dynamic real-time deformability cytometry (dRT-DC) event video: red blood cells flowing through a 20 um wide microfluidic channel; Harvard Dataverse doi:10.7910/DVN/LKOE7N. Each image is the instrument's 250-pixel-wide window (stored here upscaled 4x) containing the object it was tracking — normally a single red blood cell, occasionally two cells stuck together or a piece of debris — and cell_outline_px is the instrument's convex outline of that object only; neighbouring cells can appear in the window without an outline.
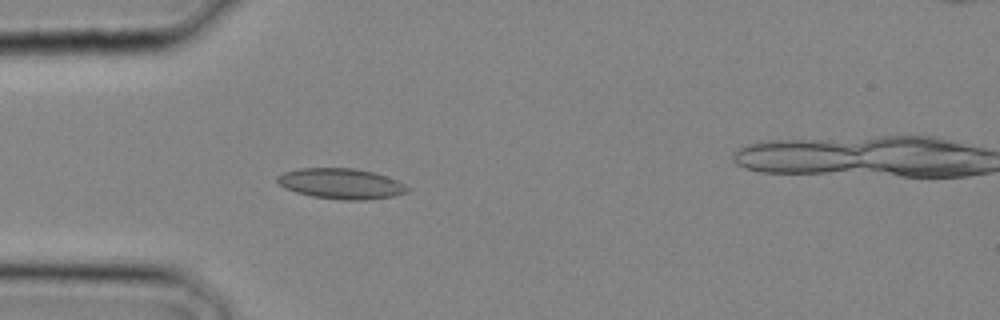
{"species": "common noctule bat (a hibernating species)", "species_latin": "Nyctalus noctula", "temperature_condition": "cold", "stored_images_in_passage": 25, "camera_frame_rate_fps": 3000, "um_per_image_px": 0.085, "animal": {"sex": "male", "body_mass_g": 20.4}, "frame": {"image": 1, "passage_image": 5, "time_ms": 1.333, "image_size_px": [1000, 320], "cell_outline_px": [[408, 192], [392, 196], [364, 200], [344, 200], [312, 196], [296, 192], [284, 188], [276, 180], [276, 176], [284, 172], [300, 168], [356, 168], [372, 172], [396, 180], [404, 184], [408, 188]], "centroid_in_image_um": [28.95, 15.61], "position_along_channel_um": 56.0, "area_um2": 22.95}}
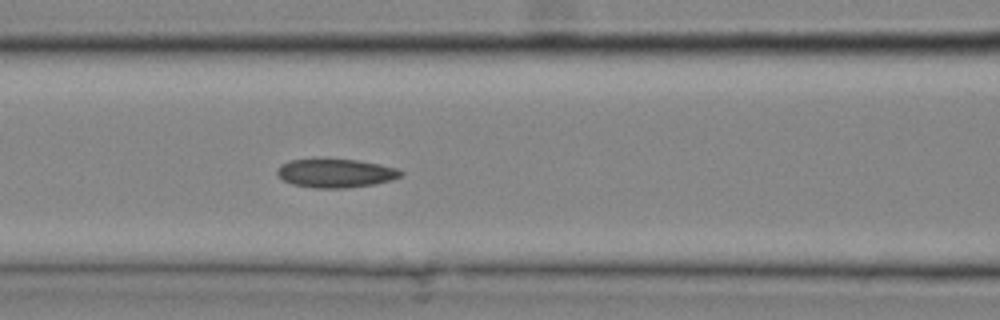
{"frame": {"image": 2, "passage_image": 9, "time_ms": 2.667, "image_size_px": [1000, 320], "cell_outline_px": [[404, 176], [392, 180], [372, 184], [348, 188], [316, 188], [292, 184], [284, 180], [276, 172], [276, 168], [280, 164], [288, 160], [316, 156], [324, 156], [356, 160], [380, 164], [396, 168], [404, 172]], "centroid_in_image_um": [28.49, 14.67], "position_along_channel_um": 138.1, "area_um2": 21.62}}
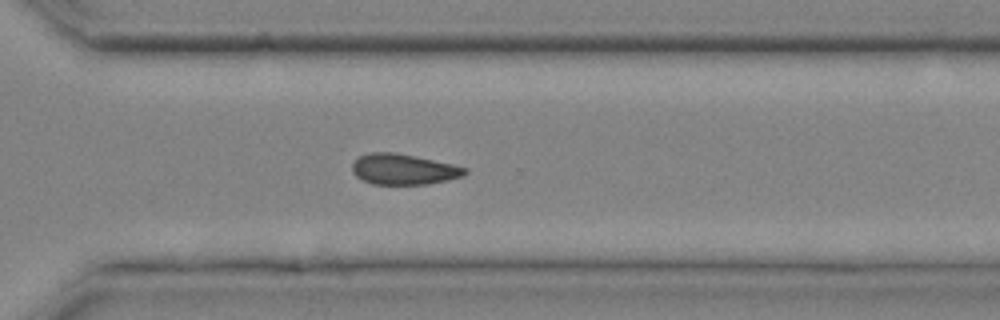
{"frame": {"image": 3, "passage_image": 18, "time_ms": 5.667, "image_size_px": [1000, 320], "cell_outline_px": [[468, 172], [464, 176], [448, 180], [428, 184], [372, 184], [356, 176], [352, 172], [352, 164], [360, 156], [372, 152], [392, 152], [452, 164], [468, 168]], "centroid_in_image_um": [34.32, 14.4], "position_along_channel_um": 336.3, "area_um2": 19.94}}